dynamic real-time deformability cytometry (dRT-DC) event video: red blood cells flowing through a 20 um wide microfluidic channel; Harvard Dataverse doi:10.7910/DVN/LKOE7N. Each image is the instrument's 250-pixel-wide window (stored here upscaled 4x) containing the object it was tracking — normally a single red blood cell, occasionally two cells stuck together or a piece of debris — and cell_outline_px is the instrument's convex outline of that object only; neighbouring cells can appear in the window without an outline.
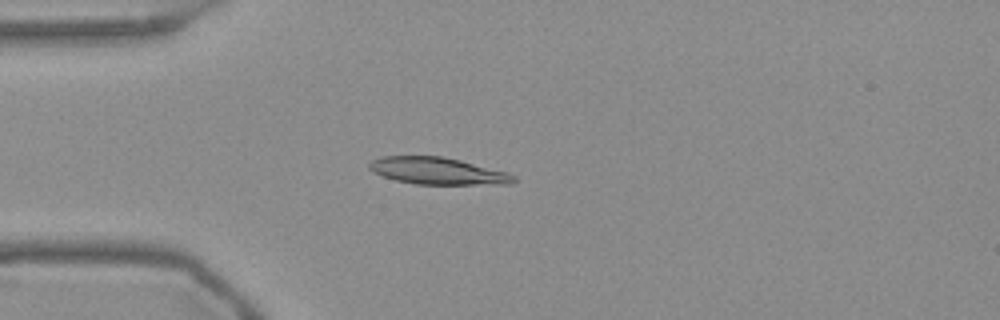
{"species": "Egyptian fruit bat (a non-hibernating species)", "species_latin": "Rousettus aegyptiacus", "temperature_condition": "warm", "stored_images_in_passage": 53, "camera_frame_rate_fps": 3000, "um_per_image_px": 0.085, "frame": {"image": 1, "passage_image": 13, "time_ms": 4.0, "image_size_px": [1000, 320], "cell_outline_px": [[516, 180], [512, 184], [416, 184], [396, 180], [372, 172], [368, 168], [368, 164], [372, 160], [380, 156], [444, 156], [508, 172], [516, 176]], "centroid_in_image_um": [37.2, 14.52], "position_along_channel_um": 47.8, "area_um2": 22.77}}
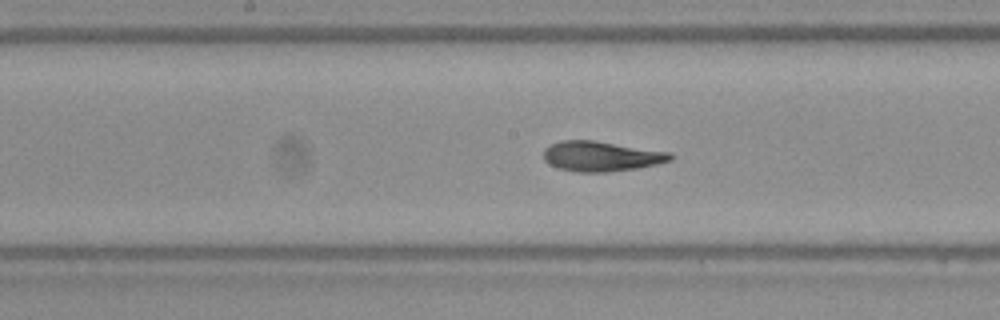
{"frame": {"image": 2, "passage_image": 26, "time_ms": 8.333, "image_size_px": [1000, 320], "cell_outline_px": [[676, 156], [672, 160], [656, 164], [636, 168], [604, 172], [580, 172], [560, 168], [548, 164], [544, 160], [544, 148], [560, 140], [592, 140], [672, 152]], "centroid_in_image_um": [51.13, 13.27], "position_along_channel_um": 197.1, "area_um2": 22.2}}
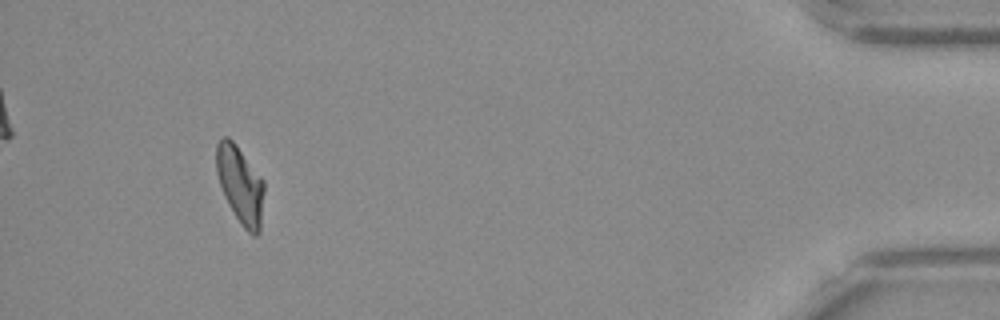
{"frame": {"image": 3, "passage_image": 49, "time_ms": 16.0, "image_size_px": [1000, 320], "cell_outline_px": [[264, 192], [260, 232], [256, 236], [252, 236], [240, 224], [228, 204], [224, 196], [216, 172], [216, 144], [224, 136], [228, 136], [236, 144], [264, 180]], "centroid_in_image_um": [20.43, 15.72], "position_along_channel_um": 414.8, "area_um2": 21.73}, "authors_computed_cell_mechanics": {"area_um2": 22.1374, "velocity_mm_per_s": 3.7406, "shape_relaxation_time_tau1_ms": 8.7882, "shape_relaxation_time_tau2_ms": 2.1996, "deformation_change_tau1": 0.2402, "deformation_change_tau2": 0.0738}}